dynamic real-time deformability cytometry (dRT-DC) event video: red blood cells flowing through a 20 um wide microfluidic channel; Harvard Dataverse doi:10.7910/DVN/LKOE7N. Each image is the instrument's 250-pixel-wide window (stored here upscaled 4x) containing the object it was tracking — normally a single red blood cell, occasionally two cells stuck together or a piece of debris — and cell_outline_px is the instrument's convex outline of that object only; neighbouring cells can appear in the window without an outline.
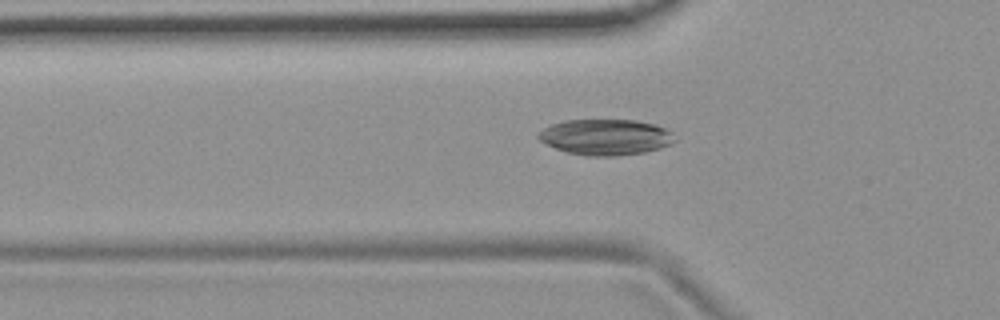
{"species": "common noctule bat (a hibernating species)", "species_latin": "Nyctalus noctula", "temperature_condition": "room temperature", "stored_images_in_passage": 54, "camera_frame_rate_fps": 3000, "um_per_image_px": 0.085, "animal": {"sex": "female", "body_mass_g": 19.9}, "frame": {"image": 1, "passage_image": 18, "time_ms": 5.667, "image_size_px": [1000, 320], "cell_outline_px": [[676, 140], [672, 144], [660, 148], [644, 152], [616, 156], [588, 156], [568, 152], [556, 148], [540, 140], [536, 136], [544, 128], [552, 124], [564, 120], [636, 120], [656, 124], [672, 132]], "centroid_in_image_um": [51.51, 11.65], "position_along_channel_um": 74.3, "area_um2": 28.44}}
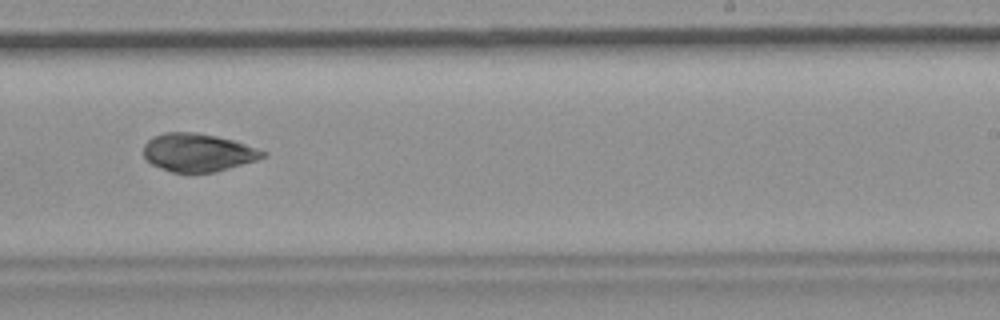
{"frame": {"image": 2, "passage_image": 34, "time_ms": 11.0, "image_size_px": [1000, 320], "cell_outline_px": [[268, 156], [256, 160], [216, 172], [172, 172], [152, 164], [144, 156], [144, 144], [152, 136], [164, 132], [196, 132], [216, 136], [232, 140], [268, 152]], "centroid_in_image_um": [16.83, 12.95], "position_along_channel_um": 272.2, "area_um2": 26.36}}
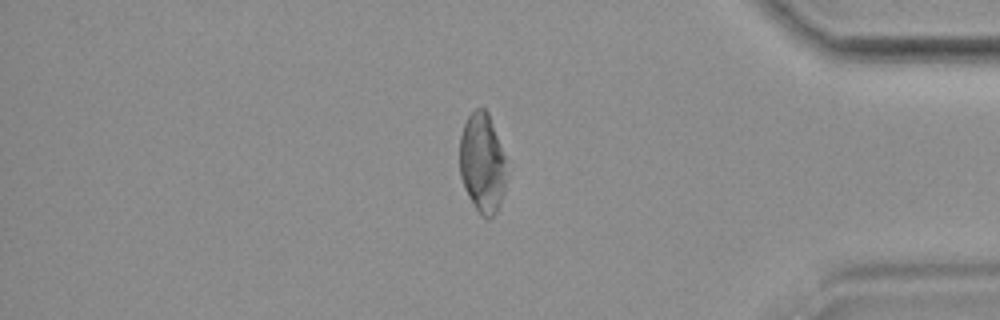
{"frame": {"image": 3, "passage_image": 46, "time_ms": 15.0, "image_size_px": [1000, 320], "cell_outline_px": [[504, 188], [500, 204], [496, 212], [492, 216], [480, 216], [468, 196], [464, 188], [460, 176], [460, 136], [464, 124], [468, 116], [476, 108], [484, 108], [488, 112], [504, 156]], "centroid_in_image_um": [40.96, 13.85], "position_along_channel_um": 394.2, "area_um2": 26.65}, "authors_computed_cell_mechanics": {"area_um2": 28.4665, "velocity_mm_per_s": 3.7079, "shape_relaxation_time_tau1_ms": null, "shape_relaxation_time_tau2_ms": 2.9289, "deformation_change_tau1": null, "deformation_change_tau2": 0.0573}}